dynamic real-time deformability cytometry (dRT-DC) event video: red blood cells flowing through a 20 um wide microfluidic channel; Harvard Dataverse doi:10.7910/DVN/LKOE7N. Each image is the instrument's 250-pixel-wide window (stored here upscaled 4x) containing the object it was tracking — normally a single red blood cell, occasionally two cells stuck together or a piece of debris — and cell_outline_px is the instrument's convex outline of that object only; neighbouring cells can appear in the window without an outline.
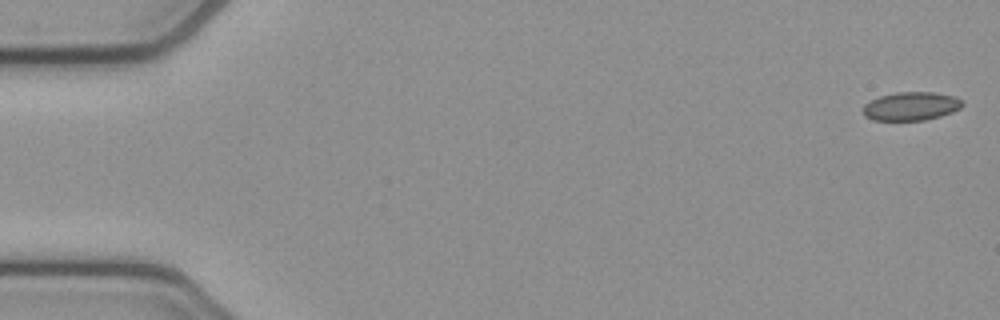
{"species": "common noctule bat (a hibernating species)", "species_latin": "Nyctalus noctula", "temperature_condition": "cold", "stored_images_in_passage": 53, "camera_frame_rate_fps": 3000, "um_per_image_px": 0.085, "animal": {"sex": "female", "body_mass_g": 21.9}, "frame": {"image": 1, "passage_image": 1, "time_ms": 0.0, "image_size_px": [1000, 320], "cell_outline_px": [[964, 104], [960, 108], [952, 112], [940, 116], [924, 120], [872, 120], [864, 116], [864, 104], [880, 96], [896, 92], [932, 92], [956, 96]], "centroid_in_image_um": [77.45, 9.02], "position_along_channel_um": 7.6, "area_um2": 16.42}}
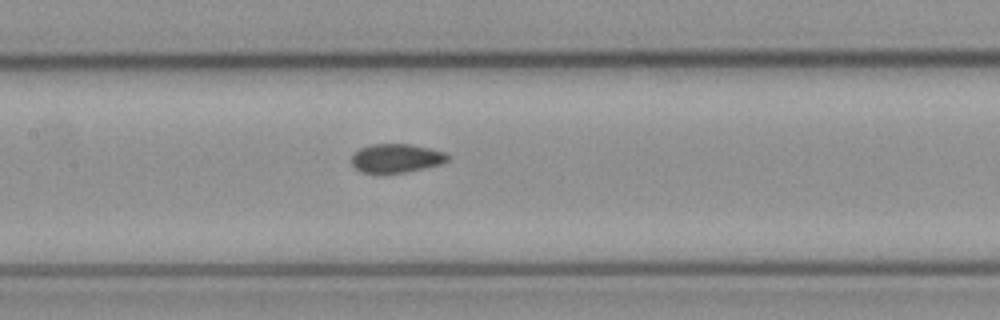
{"frame": {"image": 2, "passage_image": 25, "time_ms": 8.0, "image_size_px": [1000, 320], "cell_outline_px": [[448, 160], [440, 164], [424, 168], [404, 172], [364, 172], [356, 168], [352, 164], [352, 156], [360, 148], [372, 144], [408, 144], [432, 148], [444, 152], [448, 156]], "centroid_in_image_um": [33.7, 13.43], "position_along_channel_um": 173.7, "area_um2": 15.78}}
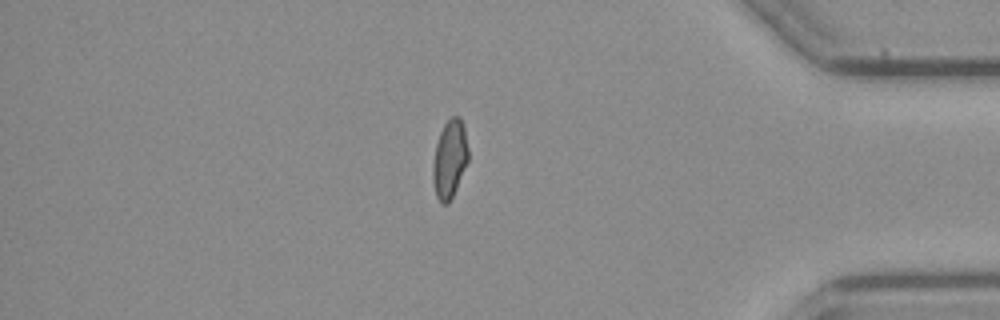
{"frame": {"image": 3, "passage_image": 45, "time_ms": 14.667, "image_size_px": [1000, 320], "cell_outline_px": [[468, 160], [456, 188], [448, 204], [440, 204], [436, 196], [432, 180], [432, 168], [436, 144], [440, 132], [444, 124], [452, 116], [460, 116], [464, 128], [468, 148]], "centroid_in_image_um": [38.2, 13.53], "position_along_channel_um": 397.0, "area_um2": 16.07}, "authors_computed_cell_mechanics": {"area_um2": 16.5886, "velocity_mm_per_s": 3.8586, "shape_relaxation_time_tau1_ms": null, "shape_relaxation_time_tau2_ms": 3.5314, "deformation_change_tau1": null, "deformation_change_tau2": 0.0598}}